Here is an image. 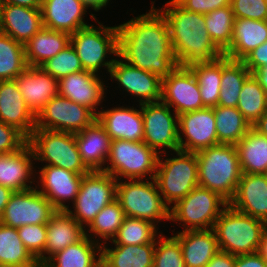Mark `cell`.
<instances>
[{
    "mask_svg": "<svg viewBox=\"0 0 267 267\" xmlns=\"http://www.w3.org/2000/svg\"><path fill=\"white\" fill-rule=\"evenodd\" d=\"M117 180L103 170H93L83 175L73 203V210H66L83 228L116 199ZM85 223V224H84Z\"/></svg>",
    "mask_w": 267,
    "mask_h": 267,
    "instance_id": "cell-11",
    "label": "cell"
},
{
    "mask_svg": "<svg viewBox=\"0 0 267 267\" xmlns=\"http://www.w3.org/2000/svg\"><path fill=\"white\" fill-rule=\"evenodd\" d=\"M57 80L76 72L83 71L80 59L71 43L56 56L39 66Z\"/></svg>",
    "mask_w": 267,
    "mask_h": 267,
    "instance_id": "cell-44",
    "label": "cell"
},
{
    "mask_svg": "<svg viewBox=\"0 0 267 267\" xmlns=\"http://www.w3.org/2000/svg\"><path fill=\"white\" fill-rule=\"evenodd\" d=\"M159 155L144 142L122 139L111 141L110 153L103 171L116 180L155 178ZM110 165V166H109Z\"/></svg>",
    "mask_w": 267,
    "mask_h": 267,
    "instance_id": "cell-8",
    "label": "cell"
},
{
    "mask_svg": "<svg viewBox=\"0 0 267 267\" xmlns=\"http://www.w3.org/2000/svg\"><path fill=\"white\" fill-rule=\"evenodd\" d=\"M158 10L168 23L178 66L189 67L195 63L210 62L224 55L206 30L204 14L187 11L175 0L168 1Z\"/></svg>",
    "mask_w": 267,
    "mask_h": 267,
    "instance_id": "cell-2",
    "label": "cell"
},
{
    "mask_svg": "<svg viewBox=\"0 0 267 267\" xmlns=\"http://www.w3.org/2000/svg\"><path fill=\"white\" fill-rule=\"evenodd\" d=\"M267 93V65L252 73Z\"/></svg>",
    "mask_w": 267,
    "mask_h": 267,
    "instance_id": "cell-56",
    "label": "cell"
},
{
    "mask_svg": "<svg viewBox=\"0 0 267 267\" xmlns=\"http://www.w3.org/2000/svg\"><path fill=\"white\" fill-rule=\"evenodd\" d=\"M234 267H267V263L258 252L236 256Z\"/></svg>",
    "mask_w": 267,
    "mask_h": 267,
    "instance_id": "cell-51",
    "label": "cell"
},
{
    "mask_svg": "<svg viewBox=\"0 0 267 267\" xmlns=\"http://www.w3.org/2000/svg\"><path fill=\"white\" fill-rule=\"evenodd\" d=\"M99 23L79 29L70 36V43L74 47L84 70L99 73L102 67L110 72L115 59L106 61L108 53L118 57V26L106 27Z\"/></svg>",
    "mask_w": 267,
    "mask_h": 267,
    "instance_id": "cell-9",
    "label": "cell"
},
{
    "mask_svg": "<svg viewBox=\"0 0 267 267\" xmlns=\"http://www.w3.org/2000/svg\"><path fill=\"white\" fill-rule=\"evenodd\" d=\"M178 136L179 150L186 152L196 153L218 145L213 108L204 107L178 115Z\"/></svg>",
    "mask_w": 267,
    "mask_h": 267,
    "instance_id": "cell-16",
    "label": "cell"
},
{
    "mask_svg": "<svg viewBox=\"0 0 267 267\" xmlns=\"http://www.w3.org/2000/svg\"><path fill=\"white\" fill-rule=\"evenodd\" d=\"M257 252L261 255V257L267 263V227L264 229L262 233L261 242H260Z\"/></svg>",
    "mask_w": 267,
    "mask_h": 267,
    "instance_id": "cell-58",
    "label": "cell"
},
{
    "mask_svg": "<svg viewBox=\"0 0 267 267\" xmlns=\"http://www.w3.org/2000/svg\"><path fill=\"white\" fill-rule=\"evenodd\" d=\"M13 191L7 187L0 185V219L4 213L5 207L9 202V199Z\"/></svg>",
    "mask_w": 267,
    "mask_h": 267,
    "instance_id": "cell-54",
    "label": "cell"
},
{
    "mask_svg": "<svg viewBox=\"0 0 267 267\" xmlns=\"http://www.w3.org/2000/svg\"><path fill=\"white\" fill-rule=\"evenodd\" d=\"M170 110L161 101L142 104L143 142L158 154L166 155V149L173 152L179 150L178 115Z\"/></svg>",
    "mask_w": 267,
    "mask_h": 267,
    "instance_id": "cell-13",
    "label": "cell"
},
{
    "mask_svg": "<svg viewBox=\"0 0 267 267\" xmlns=\"http://www.w3.org/2000/svg\"><path fill=\"white\" fill-rule=\"evenodd\" d=\"M15 80L24 101L35 115L58 95L59 80L39 66H28Z\"/></svg>",
    "mask_w": 267,
    "mask_h": 267,
    "instance_id": "cell-23",
    "label": "cell"
},
{
    "mask_svg": "<svg viewBox=\"0 0 267 267\" xmlns=\"http://www.w3.org/2000/svg\"><path fill=\"white\" fill-rule=\"evenodd\" d=\"M219 144L236 145L252 127L236 107H213Z\"/></svg>",
    "mask_w": 267,
    "mask_h": 267,
    "instance_id": "cell-36",
    "label": "cell"
},
{
    "mask_svg": "<svg viewBox=\"0 0 267 267\" xmlns=\"http://www.w3.org/2000/svg\"><path fill=\"white\" fill-rule=\"evenodd\" d=\"M181 7L190 12L208 14L215 9L231 6V0H175Z\"/></svg>",
    "mask_w": 267,
    "mask_h": 267,
    "instance_id": "cell-49",
    "label": "cell"
},
{
    "mask_svg": "<svg viewBox=\"0 0 267 267\" xmlns=\"http://www.w3.org/2000/svg\"><path fill=\"white\" fill-rule=\"evenodd\" d=\"M88 8L81 0H42L44 28L73 34L89 26L84 21Z\"/></svg>",
    "mask_w": 267,
    "mask_h": 267,
    "instance_id": "cell-24",
    "label": "cell"
},
{
    "mask_svg": "<svg viewBox=\"0 0 267 267\" xmlns=\"http://www.w3.org/2000/svg\"><path fill=\"white\" fill-rule=\"evenodd\" d=\"M242 173L267 174V137L253 127L235 145Z\"/></svg>",
    "mask_w": 267,
    "mask_h": 267,
    "instance_id": "cell-34",
    "label": "cell"
},
{
    "mask_svg": "<svg viewBox=\"0 0 267 267\" xmlns=\"http://www.w3.org/2000/svg\"><path fill=\"white\" fill-rule=\"evenodd\" d=\"M158 226L150 221L125 217L117 235L111 241L115 245H144L156 243Z\"/></svg>",
    "mask_w": 267,
    "mask_h": 267,
    "instance_id": "cell-42",
    "label": "cell"
},
{
    "mask_svg": "<svg viewBox=\"0 0 267 267\" xmlns=\"http://www.w3.org/2000/svg\"><path fill=\"white\" fill-rule=\"evenodd\" d=\"M82 3L89 9L92 8L95 11H99L104 6L108 5L109 0H81Z\"/></svg>",
    "mask_w": 267,
    "mask_h": 267,
    "instance_id": "cell-57",
    "label": "cell"
},
{
    "mask_svg": "<svg viewBox=\"0 0 267 267\" xmlns=\"http://www.w3.org/2000/svg\"><path fill=\"white\" fill-rule=\"evenodd\" d=\"M102 245L85 235L52 255L41 267H101Z\"/></svg>",
    "mask_w": 267,
    "mask_h": 267,
    "instance_id": "cell-31",
    "label": "cell"
},
{
    "mask_svg": "<svg viewBox=\"0 0 267 267\" xmlns=\"http://www.w3.org/2000/svg\"><path fill=\"white\" fill-rule=\"evenodd\" d=\"M2 5H18L31 9H41L42 0H1Z\"/></svg>",
    "mask_w": 267,
    "mask_h": 267,
    "instance_id": "cell-53",
    "label": "cell"
},
{
    "mask_svg": "<svg viewBox=\"0 0 267 267\" xmlns=\"http://www.w3.org/2000/svg\"><path fill=\"white\" fill-rule=\"evenodd\" d=\"M27 67L24 45L0 32V80H13Z\"/></svg>",
    "mask_w": 267,
    "mask_h": 267,
    "instance_id": "cell-41",
    "label": "cell"
},
{
    "mask_svg": "<svg viewBox=\"0 0 267 267\" xmlns=\"http://www.w3.org/2000/svg\"><path fill=\"white\" fill-rule=\"evenodd\" d=\"M103 82L94 72L83 70L72 73L59 80L58 95L88 107L97 115V106L105 100L104 93L108 87Z\"/></svg>",
    "mask_w": 267,
    "mask_h": 267,
    "instance_id": "cell-19",
    "label": "cell"
},
{
    "mask_svg": "<svg viewBox=\"0 0 267 267\" xmlns=\"http://www.w3.org/2000/svg\"><path fill=\"white\" fill-rule=\"evenodd\" d=\"M231 8L235 19L267 21V4L265 0H231Z\"/></svg>",
    "mask_w": 267,
    "mask_h": 267,
    "instance_id": "cell-47",
    "label": "cell"
},
{
    "mask_svg": "<svg viewBox=\"0 0 267 267\" xmlns=\"http://www.w3.org/2000/svg\"><path fill=\"white\" fill-rule=\"evenodd\" d=\"M116 200L125 217L152 222L170 221V207L165 203L154 178L117 180Z\"/></svg>",
    "mask_w": 267,
    "mask_h": 267,
    "instance_id": "cell-5",
    "label": "cell"
},
{
    "mask_svg": "<svg viewBox=\"0 0 267 267\" xmlns=\"http://www.w3.org/2000/svg\"><path fill=\"white\" fill-rule=\"evenodd\" d=\"M96 119L97 115L88 107L57 95L38 112L35 128L77 134Z\"/></svg>",
    "mask_w": 267,
    "mask_h": 267,
    "instance_id": "cell-12",
    "label": "cell"
},
{
    "mask_svg": "<svg viewBox=\"0 0 267 267\" xmlns=\"http://www.w3.org/2000/svg\"><path fill=\"white\" fill-rule=\"evenodd\" d=\"M228 204L267 224V174L242 173L236 193Z\"/></svg>",
    "mask_w": 267,
    "mask_h": 267,
    "instance_id": "cell-22",
    "label": "cell"
},
{
    "mask_svg": "<svg viewBox=\"0 0 267 267\" xmlns=\"http://www.w3.org/2000/svg\"><path fill=\"white\" fill-rule=\"evenodd\" d=\"M155 243L144 245L102 244L101 267H153Z\"/></svg>",
    "mask_w": 267,
    "mask_h": 267,
    "instance_id": "cell-33",
    "label": "cell"
},
{
    "mask_svg": "<svg viewBox=\"0 0 267 267\" xmlns=\"http://www.w3.org/2000/svg\"><path fill=\"white\" fill-rule=\"evenodd\" d=\"M0 264L10 267H41L23 245L17 229L1 222Z\"/></svg>",
    "mask_w": 267,
    "mask_h": 267,
    "instance_id": "cell-37",
    "label": "cell"
},
{
    "mask_svg": "<svg viewBox=\"0 0 267 267\" xmlns=\"http://www.w3.org/2000/svg\"><path fill=\"white\" fill-rule=\"evenodd\" d=\"M235 260L236 255L219 250L207 263L206 267H234Z\"/></svg>",
    "mask_w": 267,
    "mask_h": 267,
    "instance_id": "cell-52",
    "label": "cell"
},
{
    "mask_svg": "<svg viewBox=\"0 0 267 267\" xmlns=\"http://www.w3.org/2000/svg\"><path fill=\"white\" fill-rule=\"evenodd\" d=\"M153 267H186L179 240L159 233L155 243Z\"/></svg>",
    "mask_w": 267,
    "mask_h": 267,
    "instance_id": "cell-45",
    "label": "cell"
},
{
    "mask_svg": "<svg viewBox=\"0 0 267 267\" xmlns=\"http://www.w3.org/2000/svg\"><path fill=\"white\" fill-rule=\"evenodd\" d=\"M250 74L242 61L223 55L218 106L237 107L243 83Z\"/></svg>",
    "mask_w": 267,
    "mask_h": 267,
    "instance_id": "cell-35",
    "label": "cell"
},
{
    "mask_svg": "<svg viewBox=\"0 0 267 267\" xmlns=\"http://www.w3.org/2000/svg\"><path fill=\"white\" fill-rule=\"evenodd\" d=\"M40 184L37 190L44 195L57 211H66L69 206L65 201L74 203L84 174L53 165H44L38 172ZM41 189H40V187Z\"/></svg>",
    "mask_w": 267,
    "mask_h": 267,
    "instance_id": "cell-17",
    "label": "cell"
},
{
    "mask_svg": "<svg viewBox=\"0 0 267 267\" xmlns=\"http://www.w3.org/2000/svg\"><path fill=\"white\" fill-rule=\"evenodd\" d=\"M33 161L34 154L28 143L14 153L0 154V185L13 192L35 188L31 186L36 179Z\"/></svg>",
    "mask_w": 267,
    "mask_h": 267,
    "instance_id": "cell-25",
    "label": "cell"
},
{
    "mask_svg": "<svg viewBox=\"0 0 267 267\" xmlns=\"http://www.w3.org/2000/svg\"><path fill=\"white\" fill-rule=\"evenodd\" d=\"M148 13L118 25V58L128 65L149 71L160 79L178 66L169 35L168 23L151 1Z\"/></svg>",
    "mask_w": 267,
    "mask_h": 267,
    "instance_id": "cell-1",
    "label": "cell"
},
{
    "mask_svg": "<svg viewBox=\"0 0 267 267\" xmlns=\"http://www.w3.org/2000/svg\"><path fill=\"white\" fill-rule=\"evenodd\" d=\"M109 74L125 92L139 98V105L161 100V79L157 75L128 65L121 58H115Z\"/></svg>",
    "mask_w": 267,
    "mask_h": 267,
    "instance_id": "cell-18",
    "label": "cell"
},
{
    "mask_svg": "<svg viewBox=\"0 0 267 267\" xmlns=\"http://www.w3.org/2000/svg\"><path fill=\"white\" fill-rule=\"evenodd\" d=\"M124 218V211L120 206V203L115 199L95 216V219L88 226V229L85 230V235L98 243V239L103 238L105 242L102 240L101 245L106 243L107 240L112 241L117 235ZM93 237L96 238L94 239Z\"/></svg>",
    "mask_w": 267,
    "mask_h": 267,
    "instance_id": "cell-40",
    "label": "cell"
},
{
    "mask_svg": "<svg viewBox=\"0 0 267 267\" xmlns=\"http://www.w3.org/2000/svg\"><path fill=\"white\" fill-rule=\"evenodd\" d=\"M161 102L177 115L204 108L198 81L189 67L177 66L161 79Z\"/></svg>",
    "mask_w": 267,
    "mask_h": 267,
    "instance_id": "cell-15",
    "label": "cell"
},
{
    "mask_svg": "<svg viewBox=\"0 0 267 267\" xmlns=\"http://www.w3.org/2000/svg\"><path fill=\"white\" fill-rule=\"evenodd\" d=\"M173 158L159 155L155 180L165 203L175 205L191 192L198 183V162L194 152L175 151Z\"/></svg>",
    "mask_w": 267,
    "mask_h": 267,
    "instance_id": "cell-7",
    "label": "cell"
},
{
    "mask_svg": "<svg viewBox=\"0 0 267 267\" xmlns=\"http://www.w3.org/2000/svg\"><path fill=\"white\" fill-rule=\"evenodd\" d=\"M199 186L229 203L236 193L242 170L235 145L218 144L196 152Z\"/></svg>",
    "mask_w": 267,
    "mask_h": 267,
    "instance_id": "cell-3",
    "label": "cell"
},
{
    "mask_svg": "<svg viewBox=\"0 0 267 267\" xmlns=\"http://www.w3.org/2000/svg\"><path fill=\"white\" fill-rule=\"evenodd\" d=\"M236 108L251 126L267 111V93L253 74L244 81Z\"/></svg>",
    "mask_w": 267,
    "mask_h": 267,
    "instance_id": "cell-39",
    "label": "cell"
},
{
    "mask_svg": "<svg viewBox=\"0 0 267 267\" xmlns=\"http://www.w3.org/2000/svg\"><path fill=\"white\" fill-rule=\"evenodd\" d=\"M82 161L91 170H103L110 153L111 139L96 119L90 126L75 134ZM104 166V167H103Z\"/></svg>",
    "mask_w": 267,
    "mask_h": 267,
    "instance_id": "cell-27",
    "label": "cell"
},
{
    "mask_svg": "<svg viewBox=\"0 0 267 267\" xmlns=\"http://www.w3.org/2000/svg\"><path fill=\"white\" fill-rule=\"evenodd\" d=\"M23 245L37 260L38 264H44V249L46 243V224H33L21 226L17 229Z\"/></svg>",
    "mask_w": 267,
    "mask_h": 267,
    "instance_id": "cell-46",
    "label": "cell"
},
{
    "mask_svg": "<svg viewBox=\"0 0 267 267\" xmlns=\"http://www.w3.org/2000/svg\"><path fill=\"white\" fill-rule=\"evenodd\" d=\"M0 121L15 127L26 138L35 129L36 115L27 106L16 80H0Z\"/></svg>",
    "mask_w": 267,
    "mask_h": 267,
    "instance_id": "cell-20",
    "label": "cell"
},
{
    "mask_svg": "<svg viewBox=\"0 0 267 267\" xmlns=\"http://www.w3.org/2000/svg\"><path fill=\"white\" fill-rule=\"evenodd\" d=\"M228 203L217 193L196 186L170 207V221L183 223L184 231L213 229L216 219Z\"/></svg>",
    "mask_w": 267,
    "mask_h": 267,
    "instance_id": "cell-10",
    "label": "cell"
},
{
    "mask_svg": "<svg viewBox=\"0 0 267 267\" xmlns=\"http://www.w3.org/2000/svg\"><path fill=\"white\" fill-rule=\"evenodd\" d=\"M267 41V21L238 18L234 20L232 42L224 55L242 60L252 50Z\"/></svg>",
    "mask_w": 267,
    "mask_h": 267,
    "instance_id": "cell-30",
    "label": "cell"
},
{
    "mask_svg": "<svg viewBox=\"0 0 267 267\" xmlns=\"http://www.w3.org/2000/svg\"><path fill=\"white\" fill-rule=\"evenodd\" d=\"M41 9L2 5L0 32L25 45L43 28Z\"/></svg>",
    "mask_w": 267,
    "mask_h": 267,
    "instance_id": "cell-26",
    "label": "cell"
},
{
    "mask_svg": "<svg viewBox=\"0 0 267 267\" xmlns=\"http://www.w3.org/2000/svg\"><path fill=\"white\" fill-rule=\"evenodd\" d=\"M34 160L46 165L61 167L78 174H87L91 170L80 156L75 134L35 128L27 138ZM47 162V163H46Z\"/></svg>",
    "mask_w": 267,
    "mask_h": 267,
    "instance_id": "cell-6",
    "label": "cell"
},
{
    "mask_svg": "<svg viewBox=\"0 0 267 267\" xmlns=\"http://www.w3.org/2000/svg\"><path fill=\"white\" fill-rule=\"evenodd\" d=\"M86 229L87 227L84 229L67 211H57L46 224L44 263L56 252L81 240Z\"/></svg>",
    "mask_w": 267,
    "mask_h": 267,
    "instance_id": "cell-29",
    "label": "cell"
},
{
    "mask_svg": "<svg viewBox=\"0 0 267 267\" xmlns=\"http://www.w3.org/2000/svg\"><path fill=\"white\" fill-rule=\"evenodd\" d=\"M1 11H2V3H1V0H0V20H1Z\"/></svg>",
    "mask_w": 267,
    "mask_h": 267,
    "instance_id": "cell-59",
    "label": "cell"
},
{
    "mask_svg": "<svg viewBox=\"0 0 267 267\" xmlns=\"http://www.w3.org/2000/svg\"><path fill=\"white\" fill-rule=\"evenodd\" d=\"M27 143V138L15 127L0 121V154L14 153Z\"/></svg>",
    "mask_w": 267,
    "mask_h": 267,
    "instance_id": "cell-48",
    "label": "cell"
},
{
    "mask_svg": "<svg viewBox=\"0 0 267 267\" xmlns=\"http://www.w3.org/2000/svg\"><path fill=\"white\" fill-rule=\"evenodd\" d=\"M263 136L267 137V111L252 125Z\"/></svg>",
    "mask_w": 267,
    "mask_h": 267,
    "instance_id": "cell-55",
    "label": "cell"
},
{
    "mask_svg": "<svg viewBox=\"0 0 267 267\" xmlns=\"http://www.w3.org/2000/svg\"><path fill=\"white\" fill-rule=\"evenodd\" d=\"M173 235L179 240L186 267H206L219 251L213 229L183 230Z\"/></svg>",
    "mask_w": 267,
    "mask_h": 267,
    "instance_id": "cell-28",
    "label": "cell"
},
{
    "mask_svg": "<svg viewBox=\"0 0 267 267\" xmlns=\"http://www.w3.org/2000/svg\"><path fill=\"white\" fill-rule=\"evenodd\" d=\"M140 110L132 107H114L98 110L97 120L104 127L111 140L122 139L143 142L144 124L142 104Z\"/></svg>",
    "mask_w": 267,
    "mask_h": 267,
    "instance_id": "cell-21",
    "label": "cell"
},
{
    "mask_svg": "<svg viewBox=\"0 0 267 267\" xmlns=\"http://www.w3.org/2000/svg\"><path fill=\"white\" fill-rule=\"evenodd\" d=\"M57 212L37 187L13 192L0 222L15 229L25 225L47 224Z\"/></svg>",
    "mask_w": 267,
    "mask_h": 267,
    "instance_id": "cell-14",
    "label": "cell"
},
{
    "mask_svg": "<svg viewBox=\"0 0 267 267\" xmlns=\"http://www.w3.org/2000/svg\"><path fill=\"white\" fill-rule=\"evenodd\" d=\"M266 227L264 221L241 213L228 204L216 219L213 231L219 250L238 256L257 252Z\"/></svg>",
    "mask_w": 267,
    "mask_h": 267,
    "instance_id": "cell-4",
    "label": "cell"
},
{
    "mask_svg": "<svg viewBox=\"0 0 267 267\" xmlns=\"http://www.w3.org/2000/svg\"><path fill=\"white\" fill-rule=\"evenodd\" d=\"M189 68L198 81L203 106L211 108L218 106L222 56L214 61L192 64Z\"/></svg>",
    "mask_w": 267,
    "mask_h": 267,
    "instance_id": "cell-38",
    "label": "cell"
},
{
    "mask_svg": "<svg viewBox=\"0 0 267 267\" xmlns=\"http://www.w3.org/2000/svg\"><path fill=\"white\" fill-rule=\"evenodd\" d=\"M0 267H10V266H6V265H3V264H0Z\"/></svg>",
    "mask_w": 267,
    "mask_h": 267,
    "instance_id": "cell-60",
    "label": "cell"
},
{
    "mask_svg": "<svg viewBox=\"0 0 267 267\" xmlns=\"http://www.w3.org/2000/svg\"><path fill=\"white\" fill-rule=\"evenodd\" d=\"M70 34L42 28L25 45L28 66H40L70 44Z\"/></svg>",
    "mask_w": 267,
    "mask_h": 267,
    "instance_id": "cell-32",
    "label": "cell"
},
{
    "mask_svg": "<svg viewBox=\"0 0 267 267\" xmlns=\"http://www.w3.org/2000/svg\"><path fill=\"white\" fill-rule=\"evenodd\" d=\"M241 61L251 74L267 65V41L252 50Z\"/></svg>",
    "mask_w": 267,
    "mask_h": 267,
    "instance_id": "cell-50",
    "label": "cell"
},
{
    "mask_svg": "<svg viewBox=\"0 0 267 267\" xmlns=\"http://www.w3.org/2000/svg\"><path fill=\"white\" fill-rule=\"evenodd\" d=\"M206 30L214 44L224 53L231 45L234 13L231 6H225L204 14Z\"/></svg>",
    "mask_w": 267,
    "mask_h": 267,
    "instance_id": "cell-43",
    "label": "cell"
}]
</instances>
